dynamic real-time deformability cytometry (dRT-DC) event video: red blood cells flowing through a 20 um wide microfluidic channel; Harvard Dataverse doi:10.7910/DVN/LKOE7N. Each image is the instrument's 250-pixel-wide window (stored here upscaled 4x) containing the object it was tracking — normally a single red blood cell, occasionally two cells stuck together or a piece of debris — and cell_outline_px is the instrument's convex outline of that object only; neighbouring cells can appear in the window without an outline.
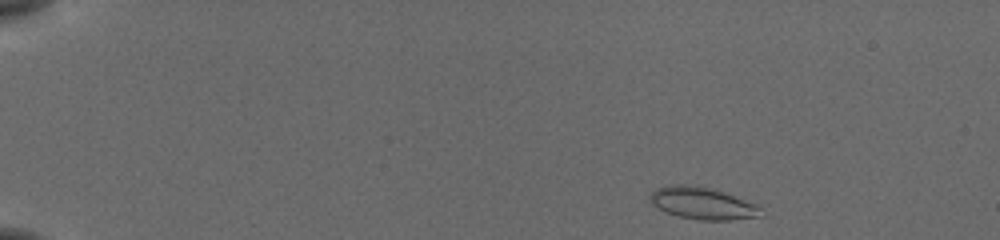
{"species": "common noctule bat (a hibernating species)", "species_latin": "Nyctalus noctula", "temperature_condition": "cold", "stored_images_in_passage": 48, "camera_frame_rate_fps": 3000, "um_per_image_px": 0.085, "animal": {"sex": "female", "body_mass_g": 19.5, "forearm_length_mm": 54.1}, "frame": {"image": 1, "passage_image": 1, "time_ms": 0.0, "image_size_px": [1000, 240], "cell_outline_px": [[764, 216], [728, 220], [700, 220], [680, 216], [668, 212], [652, 204], [648, 200], [648, 196], [656, 188], [672, 184], [684, 184], [712, 188], [756, 204], [760, 208]], "centroid_in_image_um": [59.7, 17.27], "position_along_channel_um": 25.3, "area_um2": 20.58}}
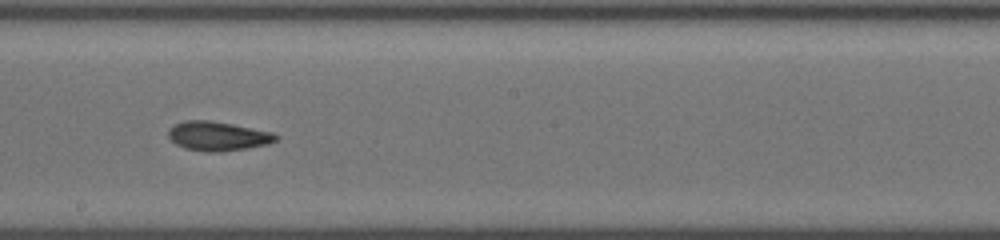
{"frame": {"image": 2, "passage_image": 26, "time_ms": 8.333, "image_size_px": [1000, 240], "cell_outline_px": [[280, 136], [276, 140], [268, 144], [248, 148], [220, 152], [208, 152], [184, 148], [176, 144], [168, 136], [168, 128], [172, 124], [184, 120], [212, 120], [272, 132]], "centroid_in_image_um": [18.49, 11.56], "position_along_channel_um": 229.7, "area_um2": 18.5}}
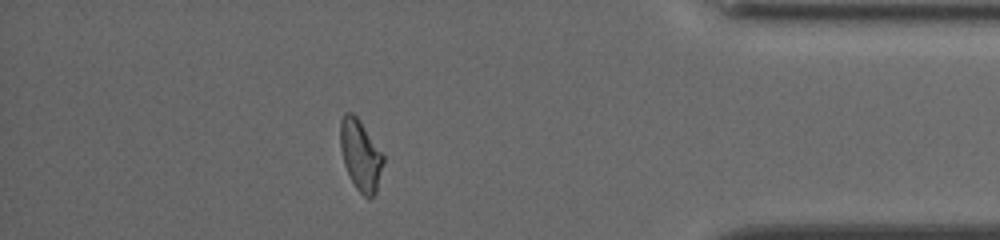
{"frame": {"image": 3, "passage_image": 42, "time_ms": 13.667, "image_size_px": [1000, 240], "cell_outline_px": [[384, 160], [376, 192], [368, 200], [356, 188], [344, 164], [340, 148], [340, 120], [344, 112], [352, 112], [360, 120], [384, 156]], "centroid_in_image_um": [30.63, 13.16], "position_along_channel_um": 404.6, "area_um2": 17.63}, "authors_computed_cell_mechanics": {"area_um2": 18.4382, "velocity_mm_per_s": 3.8093, "shape_relaxation_time_tau1_ms": 9.3647, "shape_relaxation_time_tau2_ms": 3.6705, "deformation_change_tau1": 0.1816, "deformation_change_tau2": 0.105}}